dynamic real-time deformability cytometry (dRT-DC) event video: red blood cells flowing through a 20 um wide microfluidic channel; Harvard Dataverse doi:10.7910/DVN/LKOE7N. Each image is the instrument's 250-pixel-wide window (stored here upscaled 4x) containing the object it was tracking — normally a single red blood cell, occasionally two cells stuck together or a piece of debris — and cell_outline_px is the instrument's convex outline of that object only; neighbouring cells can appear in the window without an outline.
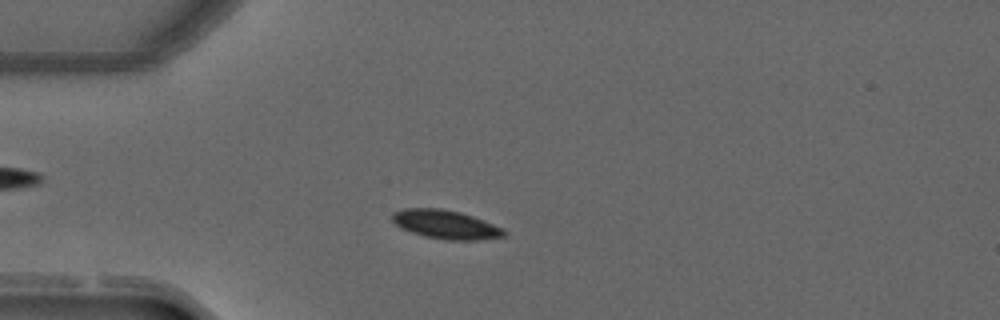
{"species": "common noctule bat (a hibernating species)", "species_latin": "Nyctalus noctula", "temperature_condition": "warm", "stored_images_in_passage": 4, "camera_frame_rate_fps": 3000, "um_per_image_px": 0.085, "animal": {"sex": "male", "forearm_length_mm": 52.5}, "frame": {"image": 1, "passage_image": 3, "time_ms": 0.667, "image_size_px": [1000, 320], "cell_outline_px": [[508, 232], [504, 236], [476, 240], [448, 240], [424, 236], [400, 228], [392, 220], [392, 212], [404, 208], [440, 208], [460, 212], [484, 220], [504, 228]], "centroid_in_image_um": [37.89, 19.07], "position_along_channel_um": 47.1, "area_um2": 18.79}}